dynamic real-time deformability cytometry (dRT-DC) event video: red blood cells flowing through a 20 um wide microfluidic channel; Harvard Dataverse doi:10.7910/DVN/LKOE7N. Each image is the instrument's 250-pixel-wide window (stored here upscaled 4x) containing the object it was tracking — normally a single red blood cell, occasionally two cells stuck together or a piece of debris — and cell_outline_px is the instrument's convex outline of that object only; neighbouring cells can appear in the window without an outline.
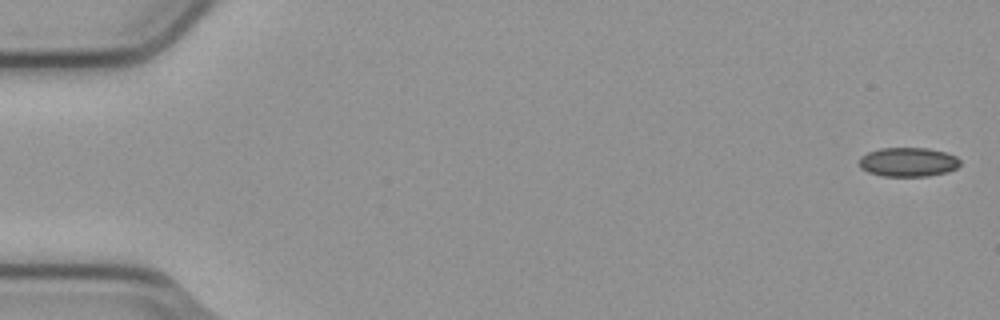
{"species": "common noctule bat (a hibernating species)", "species_latin": "Nyctalus noctula", "temperature_condition": "cold", "stored_images_in_passage": 5, "camera_frame_rate_fps": 3000, "um_per_image_px": 0.085, "animal": {"sex": "male", "body_mass_g": 23.1, "forearm_length_mm": 52.7}, "frame": {"image": 1, "passage_image": 1, "time_ms": 0.0, "image_size_px": [1000, 320], "cell_outline_px": [[960, 164], [956, 168], [948, 172], [928, 176], [880, 176], [868, 172], [860, 168], [860, 156], [868, 152], [880, 148], [928, 148], [944, 152], [956, 156], [960, 160]], "centroid_in_image_um": [77.18, 13.78], "position_along_channel_um": 7.8, "area_um2": 17.22}}